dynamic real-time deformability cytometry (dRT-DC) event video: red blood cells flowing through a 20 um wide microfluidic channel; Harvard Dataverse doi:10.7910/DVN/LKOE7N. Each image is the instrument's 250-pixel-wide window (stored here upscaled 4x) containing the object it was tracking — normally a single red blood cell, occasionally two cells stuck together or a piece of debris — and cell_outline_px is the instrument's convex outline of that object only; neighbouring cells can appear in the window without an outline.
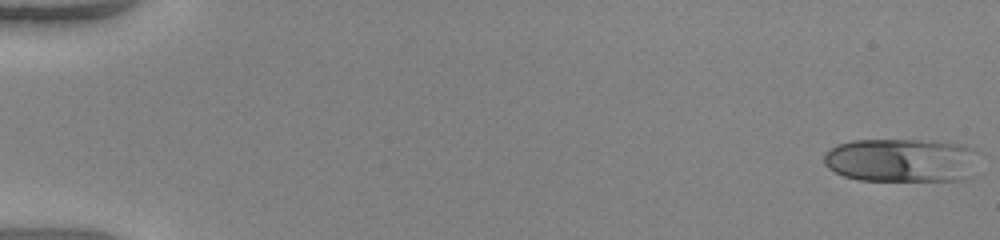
{"species": "human", "species_latin": "Homo sapiens", "temperature_condition": "warm", "stored_images_in_passage": 50, "camera_frame_rate_fps": 3000, "um_per_image_px": 0.085, "donor": {"sex": "female"}, "frame": {"image": 1, "passage_image": 1, "time_ms": 0.0, "image_size_px": [1000, 240], "cell_outline_px": [[984, 152], [976, 176], [968, 180], [860, 180], [844, 176], [828, 168], [824, 164], [824, 152], [836, 144], [852, 140], [932, 140], [964, 144], [976, 148]], "centroid_in_image_um": [76.83, 13.61], "position_along_channel_um": 8.2, "area_um2": 41.15}}
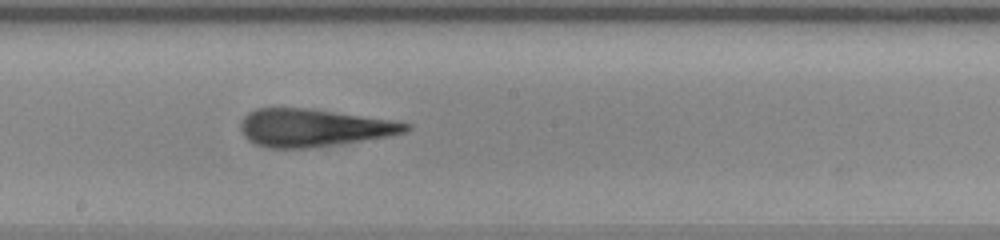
{"frame": {"image": 2, "passage_image": 29, "time_ms": 9.333, "image_size_px": [1000, 240], "cell_outline_px": [[412, 128], [404, 132], [388, 136], [308, 148], [268, 148], [256, 144], [248, 140], [244, 136], [240, 128], [240, 124], [244, 116], [248, 112], [256, 108], [308, 108], [396, 120], [412, 124]], "centroid_in_image_um": [26.65, 10.85], "position_along_channel_um": 221.6, "area_um2": 36.24}}
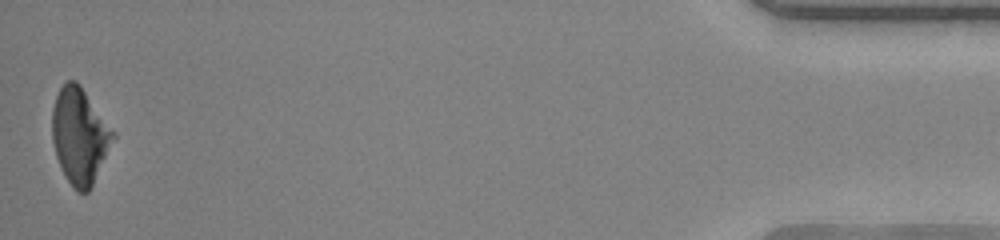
{"frame": {"image": 3, "passage_image": 50, "time_ms": 16.333, "image_size_px": [1000, 240], "cell_outline_px": [[116, 136], [88, 192], [76, 192], [72, 188], [60, 168], [56, 156], [52, 140], [52, 108], [56, 96], [60, 88], [68, 80], [76, 80], [80, 84], [116, 132]], "centroid_in_image_um": [6.77, 11.54], "position_along_channel_um": 428.4, "area_um2": 34.16}, "authors_computed_cell_mechanics": {"area_um2": 36.4429, "velocity_mm_per_s": 4.1561, "shape_relaxation_time_tau1_ms": 4.9095, "shape_relaxation_time_tau2_ms": 1.4345, "deformation_change_tau1": 0.2383, "deformation_change_tau2": 0.1252}}